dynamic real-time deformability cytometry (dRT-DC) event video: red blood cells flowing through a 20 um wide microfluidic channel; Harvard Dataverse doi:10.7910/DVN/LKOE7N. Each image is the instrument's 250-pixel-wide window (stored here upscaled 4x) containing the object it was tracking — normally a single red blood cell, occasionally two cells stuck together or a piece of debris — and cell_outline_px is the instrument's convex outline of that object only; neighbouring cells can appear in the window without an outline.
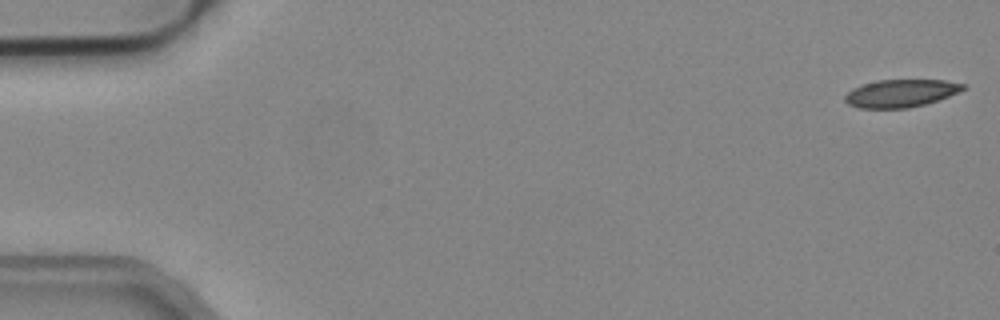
{"species": "common noctule bat (a hibernating species)", "species_latin": "Nyctalus noctula", "temperature_condition": "cold", "stored_images_in_passage": 52, "camera_frame_rate_fps": 3000, "um_per_image_px": 0.085, "animal": {"sex": "male", "body_mass_g": 19.2, "forearm_length_mm": 51.8}, "frame": {"image": 1, "passage_image": 1, "time_ms": 0.0, "image_size_px": [1000, 320], "cell_outline_px": [[968, 88], [948, 96], [924, 104], [908, 108], [860, 108], [848, 104], [844, 100], [844, 96], [852, 88], [876, 80], [944, 80], [968, 84]], "centroid_in_image_um": [76.58, 7.92], "position_along_channel_um": 8.4, "area_um2": 19.07}}
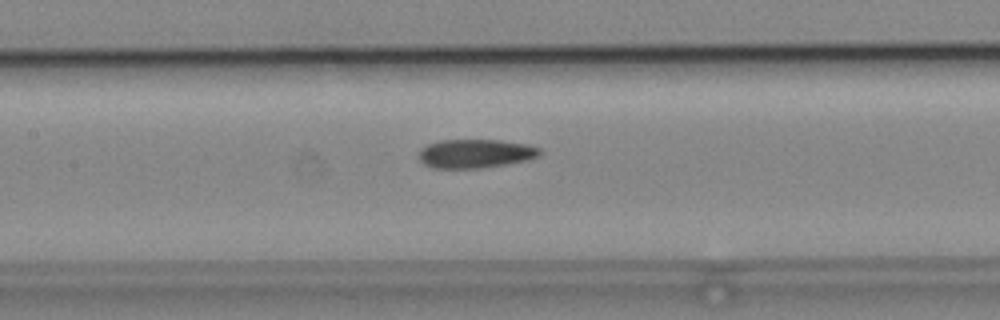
{"frame": {"image": 2, "passage_image": 24, "time_ms": 7.667, "image_size_px": [1000, 320], "cell_outline_px": [[544, 152], [540, 156], [528, 160], [480, 168], [436, 168], [424, 164], [420, 160], [420, 148], [428, 144], [440, 140], [500, 140], [528, 144], [540, 148]], "centroid_in_image_um": [40.46, 13.04], "position_along_channel_um": 166.9, "area_um2": 20.35}}
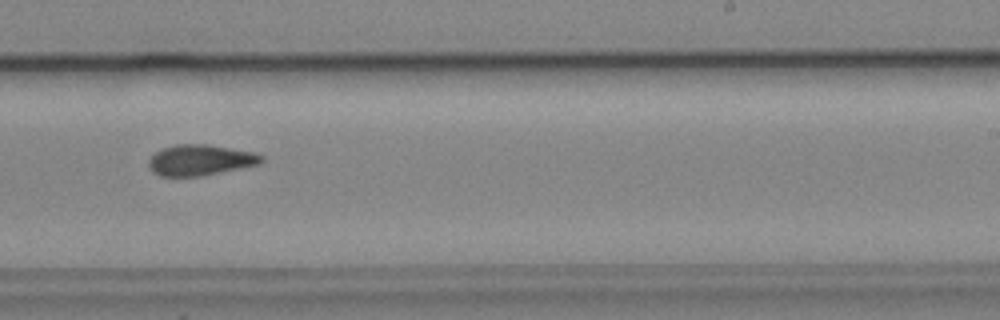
{"frame": {"image": 3, "passage_image": 32, "time_ms": 10.333, "image_size_px": [1000, 320], "cell_outline_px": [[264, 160], [260, 164], [200, 176], [160, 176], [152, 172], [148, 164], [148, 160], [156, 152], [164, 148], [176, 144], [208, 144], [256, 152], [264, 156]], "centroid_in_image_um": [17.05, 13.6], "position_along_channel_um": 272.0, "area_um2": 20.29}, "authors_computed_cell_mechanics": {"area_um2": 20.3167, "velocity_mm_per_s": 3.9582, "shape_relaxation_time_tau1_ms": null, "shape_relaxation_time_tau2_ms": 4.7456, "deformation_change_tau1": null, "deformation_change_tau2": 0.1217}}